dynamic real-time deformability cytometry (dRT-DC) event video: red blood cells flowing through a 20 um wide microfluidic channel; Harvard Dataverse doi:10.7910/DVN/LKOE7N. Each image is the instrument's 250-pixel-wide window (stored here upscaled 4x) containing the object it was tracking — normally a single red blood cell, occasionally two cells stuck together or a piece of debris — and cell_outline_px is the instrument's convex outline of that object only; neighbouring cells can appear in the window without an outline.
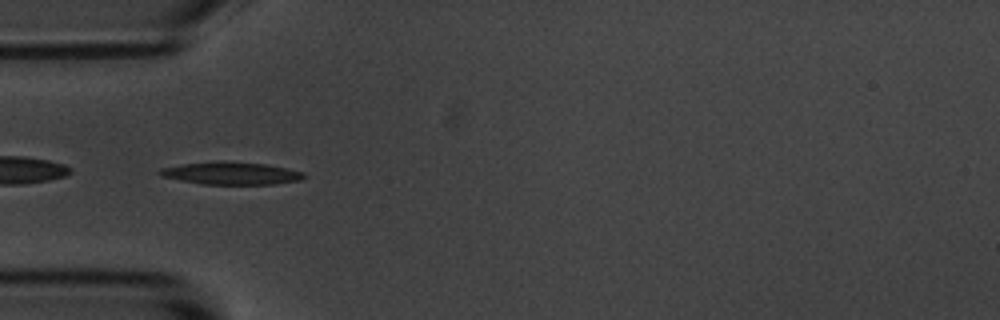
{"species": "common noctule bat (a hibernating species)", "species_latin": "Nyctalus noctula", "temperature_condition": "room temperature", "stored_images_in_passage": 9, "camera_frame_rate_fps": 3000, "um_per_image_px": 0.085, "animal": {"sex": "male", "body_mass_g": 20.1, "forearm_length_mm": 53.5}, "frame": {"image": 1, "passage_image": 3, "time_ms": 2.333, "image_size_px": [1000, 320], "cell_outline_px": [[308, 176], [300, 180], [272, 184], [200, 184], [160, 176], [156, 172], [160, 168], [180, 164], [216, 160], [224, 160], [264, 164], [288, 168], [304, 172]], "centroid_in_image_um": [19.61, 14.71], "position_along_channel_um": 65.4, "area_um2": 19.31}}
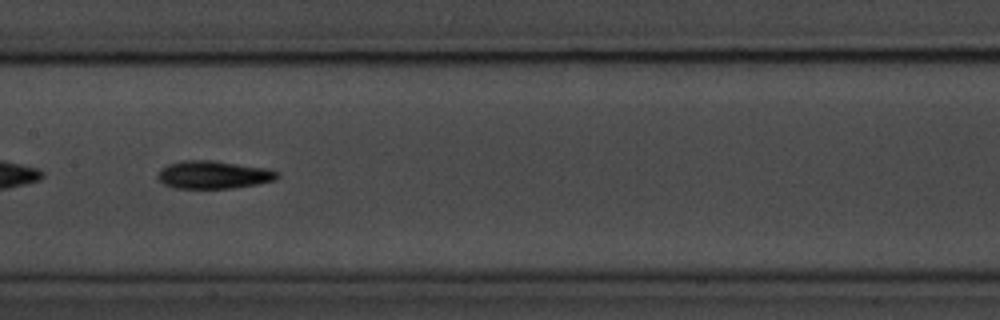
{"frame": {"image": 2, "passage_image": 6, "time_ms": 5.667, "image_size_px": [1000, 320], "cell_outline_px": [[280, 176], [276, 180], [256, 184], [232, 188], [172, 188], [164, 184], [156, 176], [168, 164], [184, 160], [212, 160], [272, 168], [280, 172]], "centroid_in_image_um": [18.23, 14.84], "position_along_channel_um": 189.2, "area_um2": 19.59}}